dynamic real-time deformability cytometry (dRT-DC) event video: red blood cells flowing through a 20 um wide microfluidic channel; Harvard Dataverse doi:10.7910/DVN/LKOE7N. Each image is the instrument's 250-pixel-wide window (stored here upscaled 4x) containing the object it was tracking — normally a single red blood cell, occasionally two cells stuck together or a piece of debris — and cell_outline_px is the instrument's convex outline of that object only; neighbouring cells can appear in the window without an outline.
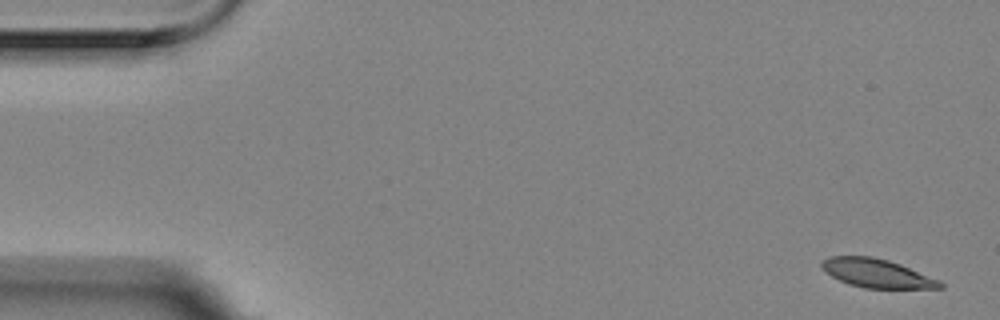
{"species": "Egyptian fruit bat (a non-hibernating species)", "species_latin": "Rousettus aegyptiacus", "temperature_condition": "room temperature", "stored_images_in_passage": 5, "camera_frame_rate_fps": 3000, "um_per_image_px": 0.085, "animal": {"sex": "female"}, "frame": {"image": 1, "passage_image": 1, "time_ms": 0.0, "image_size_px": [1000, 320], "cell_outline_px": [[944, 288], [864, 288], [848, 284], [824, 272], [820, 264], [820, 260], [828, 256], [872, 256], [888, 260], [900, 264], [940, 280], [944, 284]], "centroid_in_image_um": [74.5, 23.22], "position_along_channel_um": 10.5, "area_um2": 19.88}}
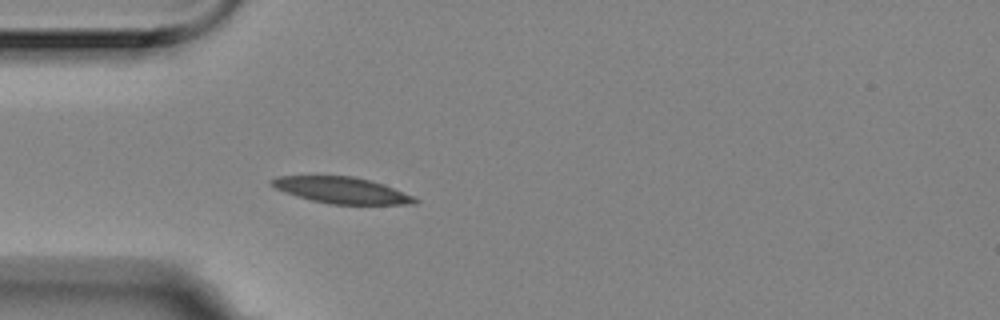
{"frame": {"image": 2, "passage_image": 5, "time_ms": 1.333, "image_size_px": [1000, 320], "cell_outline_px": [[420, 200], [416, 204], [332, 204], [312, 200], [296, 196], [284, 192], [268, 184], [268, 180], [280, 176], [352, 176], [384, 184], [412, 196]], "centroid_in_image_um": [29.01, 16.17], "position_along_channel_um": 56.0, "area_um2": 21.79}}